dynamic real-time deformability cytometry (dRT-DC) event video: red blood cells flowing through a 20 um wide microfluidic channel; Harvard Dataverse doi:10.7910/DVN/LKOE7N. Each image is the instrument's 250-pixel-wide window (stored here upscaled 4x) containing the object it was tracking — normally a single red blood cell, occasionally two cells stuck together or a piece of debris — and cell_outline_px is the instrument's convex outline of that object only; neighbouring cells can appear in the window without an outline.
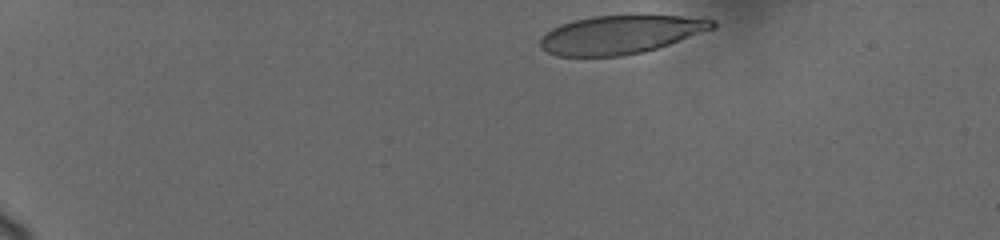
{"species": "human", "species_latin": "Homo sapiens", "temperature_condition": "cold", "stored_images_in_passage": 16, "camera_frame_rate_fps": 3000, "um_per_image_px": 0.085, "donor": {"sex": "female"}, "frame": {"image": 1, "passage_image": 1, "time_ms": 0.0, "image_size_px": [1000, 240], "cell_outline_px": [[716, 28], [656, 48], [640, 52], [620, 56], [556, 56], [540, 48], [540, 40], [552, 28], [560, 24], [592, 16], [680, 16], [716, 20]], "centroid_in_image_um": [52.73, 2.94], "position_along_channel_um": 32.3, "area_um2": 38.03}}
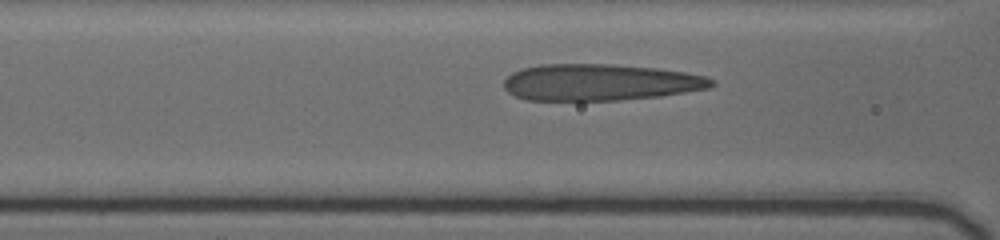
{"frame": {"image": 2, "passage_image": 12, "time_ms": 5.0, "image_size_px": [1000, 240], "cell_outline_px": [[716, 84], [708, 88], [660, 96], [616, 100], [524, 100], [508, 92], [504, 88], [504, 80], [512, 72], [520, 68], [540, 64], [616, 64], [656, 68], [684, 72], [704, 76], [712, 80]], "centroid_in_image_um": [50.95, 6.99], "position_along_channel_um": 115.6, "area_um2": 44.27}}
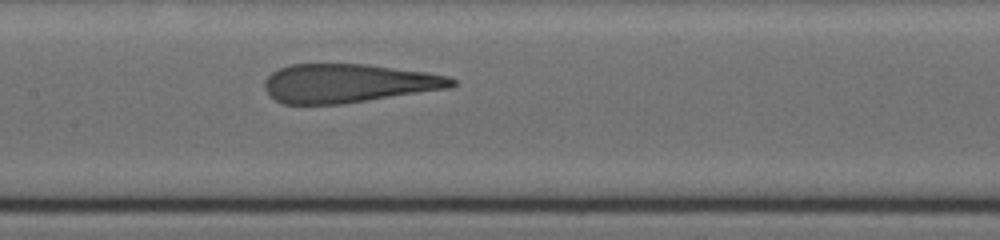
{"frame": {"image": 3, "passage_image": 16, "time_ms": 6.667, "image_size_px": [1000, 240], "cell_outline_px": [[456, 84], [452, 88], [344, 104], [284, 104], [268, 96], [264, 88], [264, 80], [272, 72], [280, 68], [292, 64], [368, 64], [424, 72], [448, 76], [456, 80]], "centroid_in_image_um": [29.6, 7.09], "position_along_channel_um": 177.8, "area_um2": 42.54}}